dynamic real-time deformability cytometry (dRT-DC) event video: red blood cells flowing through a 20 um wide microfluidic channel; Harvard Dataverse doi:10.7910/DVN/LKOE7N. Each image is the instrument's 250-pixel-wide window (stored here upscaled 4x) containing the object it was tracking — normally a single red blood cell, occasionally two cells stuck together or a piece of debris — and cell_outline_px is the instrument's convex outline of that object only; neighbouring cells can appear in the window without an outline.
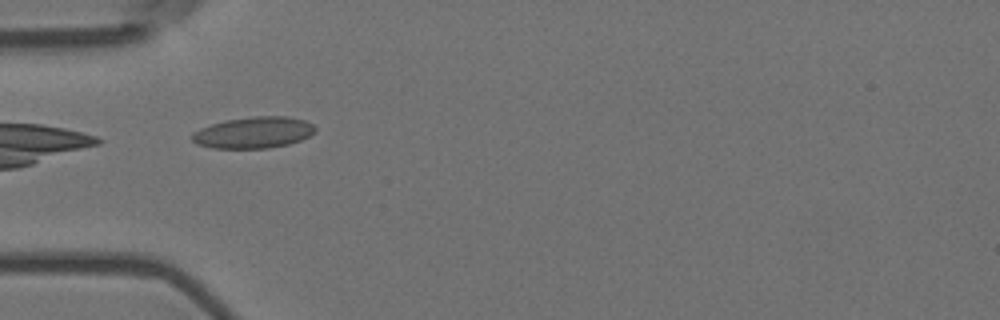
{"species": "Egyptian fruit bat (a non-hibernating species)", "species_latin": "Rousettus aegyptiacus", "temperature_condition": "room temperature", "stored_images_in_passage": 6, "camera_frame_rate_fps": 3000, "um_per_image_px": 0.085, "animal": {"sex": "female"}, "frame": {"image": 1, "passage_image": 5, "time_ms": 1.333, "image_size_px": [1000, 320], "cell_outline_px": [[316, 132], [300, 140], [288, 144], [268, 148], [212, 148], [196, 144], [192, 140], [192, 132], [200, 128], [224, 120], [252, 116], [288, 116], [304, 120], [312, 124], [316, 128]], "centroid_in_image_um": [21.54, 11.26], "position_along_channel_um": 63.5, "area_um2": 22.6}}